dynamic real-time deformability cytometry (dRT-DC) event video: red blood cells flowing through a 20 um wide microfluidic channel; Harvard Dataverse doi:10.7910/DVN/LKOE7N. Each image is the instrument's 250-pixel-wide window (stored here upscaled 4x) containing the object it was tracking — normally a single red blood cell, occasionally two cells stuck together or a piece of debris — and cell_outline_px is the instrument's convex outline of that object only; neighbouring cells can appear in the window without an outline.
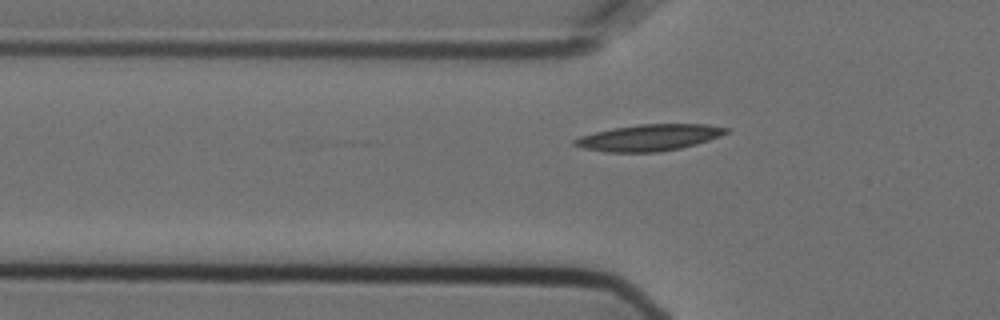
{"species": "Egyptian fruit bat (a non-hibernating species)", "species_latin": "Rousettus aegyptiacus", "temperature_condition": "cold", "stored_images_in_passage": 45, "camera_frame_rate_fps": 3000, "um_per_image_px": 0.085, "animal": {"sex": "female"}, "frame": {"image": 1, "passage_image": 12, "time_ms": 3.667, "image_size_px": [1000, 320], "cell_outline_px": [[728, 132], [720, 136], [696, 144], [680, 148], [660, 152], [604, 152], [584, 148], [572, 144], [572, 140], [580, 136], [612, 128], [640, 124], [708, 124], [728, 128]], "centroid_in_image_um": [55.16, 11.69], "position_along_channel_um": 70.6, "area_um2": 23.29}}
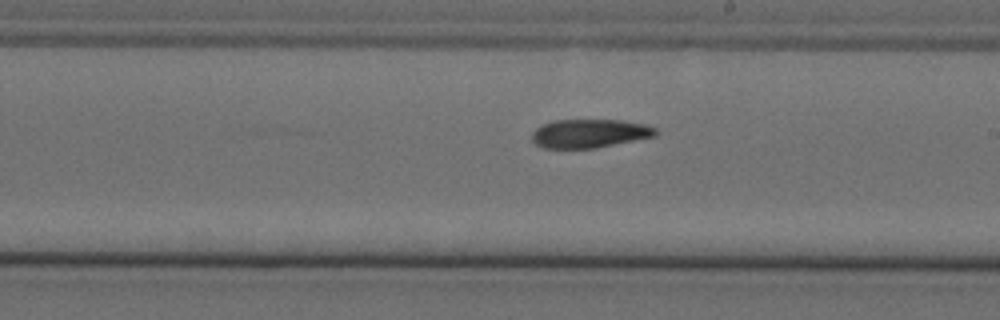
{"frame": {"image": 2, "passage_image": 26, "time_ms": 8.333, "image_size_px": [1000, 320], "cell_outline_px": [[656, 136], [596, 148], [544, 148], [536, 144], [532, 140], [532, 132], [540, 124], [556, 120], [624, 120], [648, 124], [656, 128]], "centroid_in_image_um": [50.12, 11.33], "position_along_channel_um": 238.9, "area_um2": 20.81}}
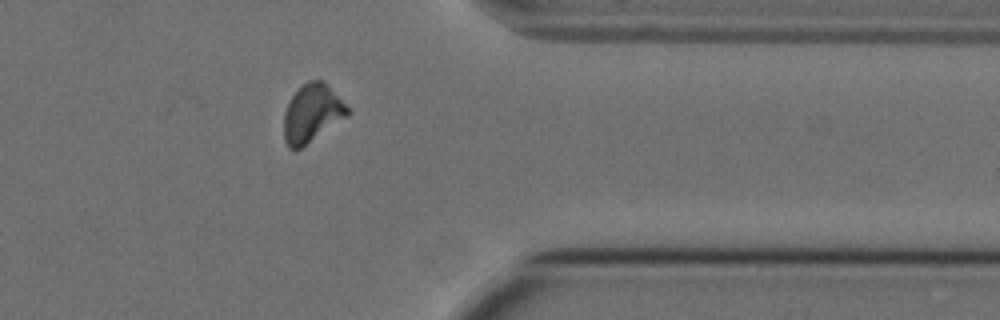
{"frame": {"image": 3, "passage_image": 39, "time_ms": 12.667, "image_size_px": [1000, 320], "cell_outline_px": [[352, 112], [348, 116], [300, 148], [288, 148], [284, 140], [284, 112], [292, 96], [308, 80], [320, 80]], "centroid_in_image_um": [26.5, 9.66], "position_along_channel_um": 384.9, "area_um2": 20.75}}